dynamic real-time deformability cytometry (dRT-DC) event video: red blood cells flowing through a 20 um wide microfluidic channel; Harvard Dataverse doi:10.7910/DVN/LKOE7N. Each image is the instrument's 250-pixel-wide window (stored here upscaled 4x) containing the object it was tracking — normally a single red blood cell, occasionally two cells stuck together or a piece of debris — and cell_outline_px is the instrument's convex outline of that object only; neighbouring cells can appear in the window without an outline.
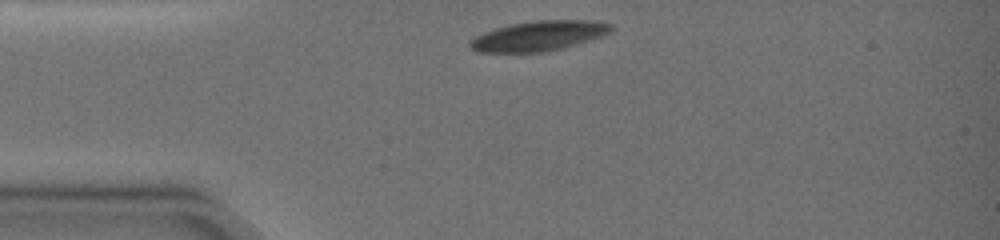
{"species": "common noctule bat (a hibernating species)", "species_latin": "Nyctalus noctula", "temperature_condition": "warm", "stored_images_in_passage": 8, "camera_frame_rate_fps": 3000, "um_per_image_px": 0.085, "animal": {"sex": "female", "body_mass_g": 19.0, "forearm_length_mm": 51.5}, "frame": {"image": 1, "passage_image": 1, "time_ms": 0.0, "image_size_px": [1000, 240], "cell_outline_px": [[612, 28], [608, 32], [600, 36], [588, 40], [560, 48], [544, 52], [480, 52], [472, 48], [468, 44], [468, 40], [484, 32], [496, 28], [512, 24], [536, 20], [588, 20], [612, 24]], "centroid_in_image_um": [45.74, 3.04], "position_along_channel_um": 39.3, "area_um2": 24.16}}